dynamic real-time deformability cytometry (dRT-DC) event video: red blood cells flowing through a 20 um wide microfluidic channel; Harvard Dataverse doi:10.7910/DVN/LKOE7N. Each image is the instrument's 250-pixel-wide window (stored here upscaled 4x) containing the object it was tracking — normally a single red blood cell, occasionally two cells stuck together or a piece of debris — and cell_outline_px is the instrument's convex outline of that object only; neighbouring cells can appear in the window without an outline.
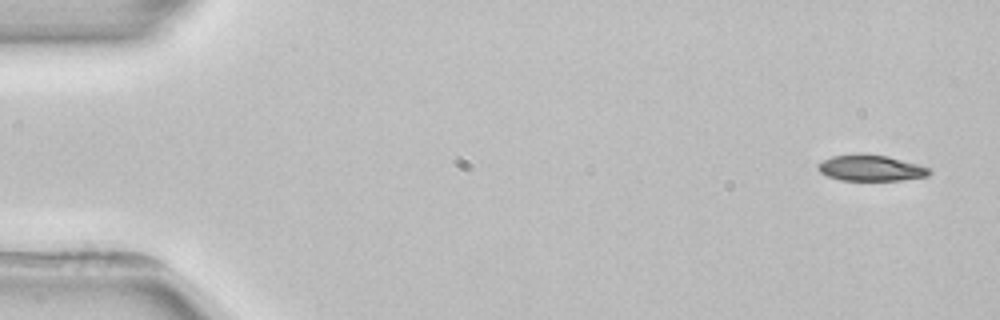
{"species": "common noctule bat (a hibernating species)", "species_latin": "Nyctalus noctula", "temperature_condition": "room temperature", "stored_images_in_passage": 5, "camera_frame_rate_fps": 3000, "um_per_image_px": 0.085, "animal": {"sex": "female", "body_mass_g": 22.7, "forearm_length_mm": 54.2}, "frame": {"image": 1, "passage_image": 1, "time_ms": 0.0, "image_size_px": [1000, 320], "cell_outline_px": [[932, 172], [928, 176], [904, 180], [840, 180], [828, 176], [820, 172], [816, 168], [816, 164], [832, 156], [888, 156], [932, 168]], "centroid_in_image_um": [74.07, 14.32], "position_along_channel_um": 10.9, "area_um2": 16.42}}
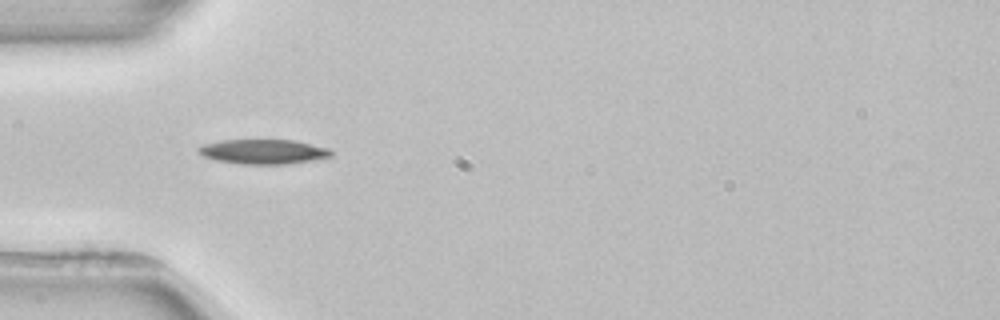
{"frame": {"image": 2, "passage_image": 4, "time_ms": 4.667, "image_size_px": [1000, 320], "cell_outline_px": [[332, 156], [312, 160], [288, 164], [240, 164], [216, 160], [204, 156], [196, 148], [204, 144], [224, 140], [292, 140], [328, 148], [332, 152]], "centroid_in_image_um": [22.38, 12.89], "position_along_channel_um": 62.6, "area_um2": 18.84}}